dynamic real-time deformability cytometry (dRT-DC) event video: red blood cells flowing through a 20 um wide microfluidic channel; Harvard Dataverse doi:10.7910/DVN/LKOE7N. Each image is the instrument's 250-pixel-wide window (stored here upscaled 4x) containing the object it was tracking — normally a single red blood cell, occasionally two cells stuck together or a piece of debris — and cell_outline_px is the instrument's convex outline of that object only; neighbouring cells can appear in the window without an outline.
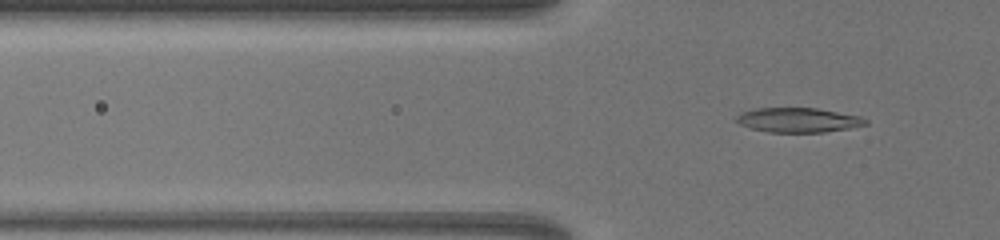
{"species": "common noctule bat (a hibernating species)", "species_latin": "Nyctalus noctula", "temperature_condition": "warm", "stored_images_in_passage": 68, "camera_frame_rate_fps": 3000, "um_per_image_px": 0.085, "animal": {"sex": "female", "body_mass_g": 19.5, "forearm_length_mm": 54.1}, "frame": {"image": 1, "passage_image": 24, "time_ms": 7.667, "image_size_px": [1000, 240], "cell_outline_px": [[868, 124], [848, 128], [824, 132], [768, 132], [752, 128], [740, 124], [736, 120], [736, 116], [740, 112], [752, 108], [816, 108], [860, 116], [868, 120]], "centroid_in_image_um": [67.83, 10.19], "position_along_channel_um": 58.0, "area_um2": 18.44}}
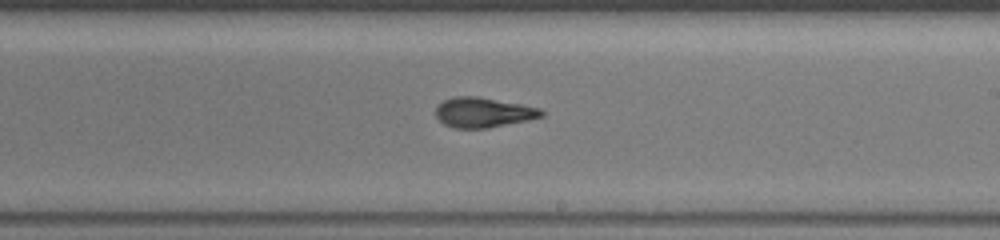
{"frame": {"image": 2, "passage_image": 43, "time_ms": 14.0, "image_size_px": [1000, 240], "cell_outline_px": [[544, 116], [528, 120], [488, 128], [456, 128], [444, 124], [436, 116], [436, 108], [444, 100], [456, 96], [476, 96], [520, 104], [540, 108], [544, 112]], "centroid_in_image_um": [41.09, 9.56], "position_along_channel_um": 247.9, "area_um2": 18.26}}
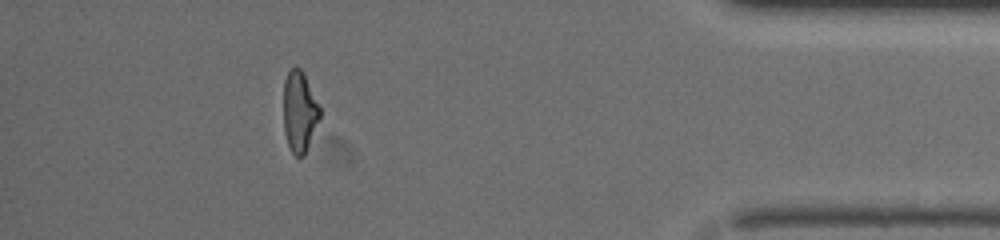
{"frame": {"image": 3, "passage_image": 62, "time_ms": 20.333, "image_size_px": [1000, 240], "cell_outline_px": [[320, 116], [304, 156], [296, 156], [288, 148], [284, 132], [284, 80], [288, 72], [292, 68], [300, 68], [304, 72], [320, 108]], "centroid_in_image_um": [25.44, 9.49], "position_along_channel_um": 409.8, "area_um2": 16.99}}